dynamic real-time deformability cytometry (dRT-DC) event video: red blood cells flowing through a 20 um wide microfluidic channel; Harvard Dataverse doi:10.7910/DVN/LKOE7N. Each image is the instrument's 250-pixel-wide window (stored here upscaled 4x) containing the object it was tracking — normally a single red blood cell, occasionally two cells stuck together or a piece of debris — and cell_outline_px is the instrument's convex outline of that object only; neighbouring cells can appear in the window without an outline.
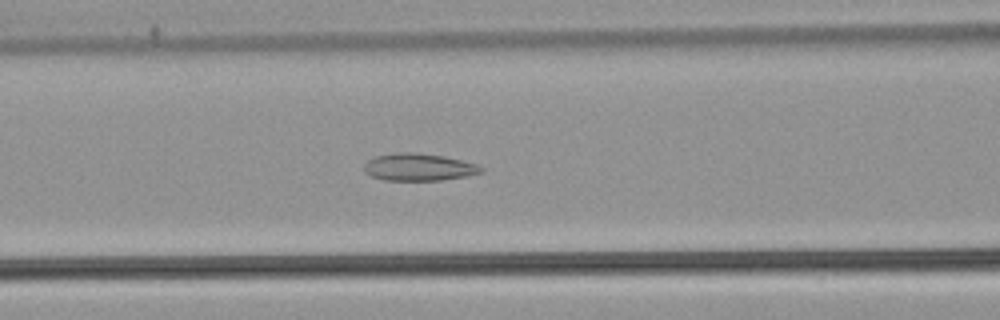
{"species": "common noctule bat (a hibernating species)", "species_latin": "Nyctalus noctula", "temperature_condition": "warm", "stored_images_in_passage": 54, "camera_frame_rate_fps": 3000, "um_per_image_px": 0.085, "animal": {"sex": "male", "body_mass_g": 21.5, "forearm_length_mm": 52.0}, "frame": {"image": 1, "passage_image": 24, "time_ms": 7.667, "image_size_px": [1000, 320], "cell_outline_px": [[484, 172], [468, 176], [440, 180], [384, 180], [372, 176], [364, 172], [364, 164], [368, 160], [376, 156], [396, 152], [416, 152], [444, 156], [476, 164], [484, 168]], "centroid_in_image_um": [35.6, 14.2], "position_along_channel_um": 131.0, "area_um2": 18.67}}
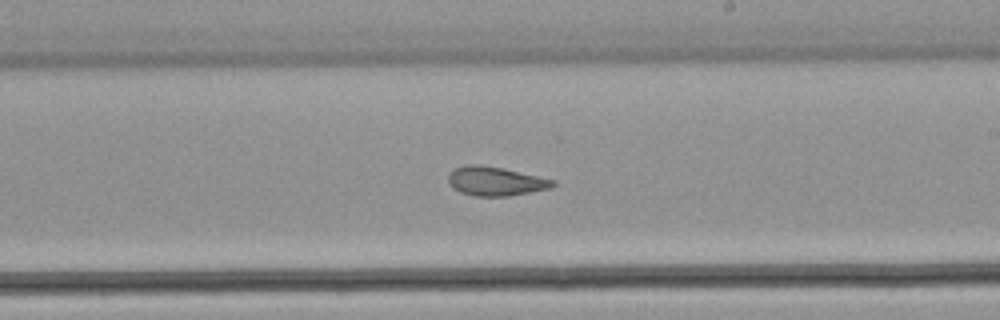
{"frame": {"image": 2, "passage_image": 33, "time_ms": 10.667, "image_size_px": [1000, 320], "cell_outline_px": [[556, 184], [552, 188], [508, 196], [472, 196], [460, 192], [452, 188], [448, 184], [448, 172], [464, 164], [476, 164], [500, 168], [556, 180]], "centroid_in_image_um": [42.08, 15.41], "position_along_channel_um": 246.9, "area_um2": 17.74}}
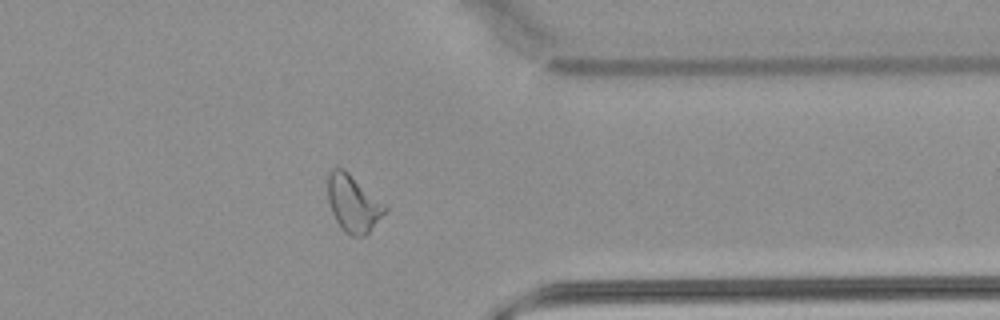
{"frame": {"image": 3, "passage_image": 44, "time_ms": 14.333, "image_size_px": [1000, 320], "cell_outline_px": [[388, 212], [364, 236], [352, 236], [344, 232], [340, 228], [332, 212], [328, 200], [328, 172], [332, 168], [344, 168], [388, 204]], "centroid_in_image_um": [30.07, 17.28], "position_along_channel_um": 381.3, "area_um2": 19.54}, "authors_computed_cell_mechanics": {"area_um2": 20.808, "velocity_mm_per_s": 3.8761, "shape_relaxation_time_tau1_ms": null, "shape_relaxation_time_tau2_ms": 2.172, "deformation_change_tau1": null, "deformation_change_tau2": 0.0888}}